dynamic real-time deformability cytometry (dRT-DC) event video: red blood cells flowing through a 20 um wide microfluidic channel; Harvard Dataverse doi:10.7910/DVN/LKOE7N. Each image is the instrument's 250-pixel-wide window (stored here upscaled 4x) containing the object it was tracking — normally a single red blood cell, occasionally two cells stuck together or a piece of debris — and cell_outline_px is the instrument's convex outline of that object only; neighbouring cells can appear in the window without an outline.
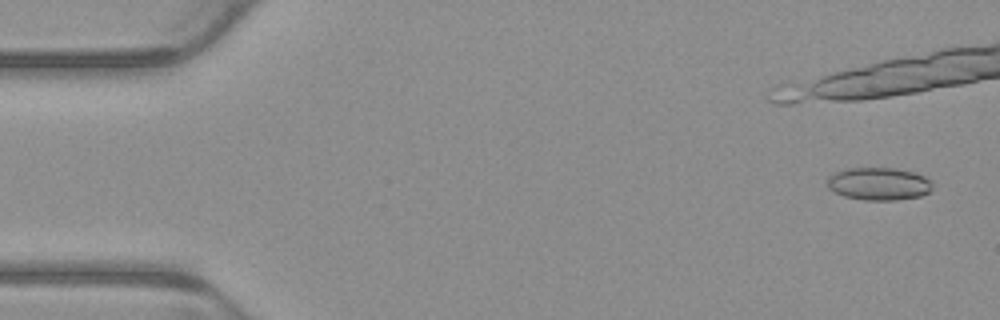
{"species": "common noctule bat (a hibernating species)", "species_latin": "Nyctalus noctula", "temperature_condition": "warm", "stored_images_in_passage": 9, "camera_frame_rate_fps": 3000, "um_per_image_px": 0.085, "animal": {"sex": "male", "body_mass_g": 23.1, "forearm_length_mm": 52.7}, "frame": {"image": 1, "passage_image": 1, "time_ms": 0.0, "image_size_px": [1000, 320], "cell_outline_px": [[932, 188], [928, 192], [920, 196], [896, 200], [864, 200], [844, 196], [828, 188], [828, 176], [836, 172], [848, 168], [896, 168], [912, 172], [924, 176], [932, 180]], "centroid_in_image_um": [74.71, 15.62], "position_along_channel_um": 10.3, "area_um2": 20.0}}
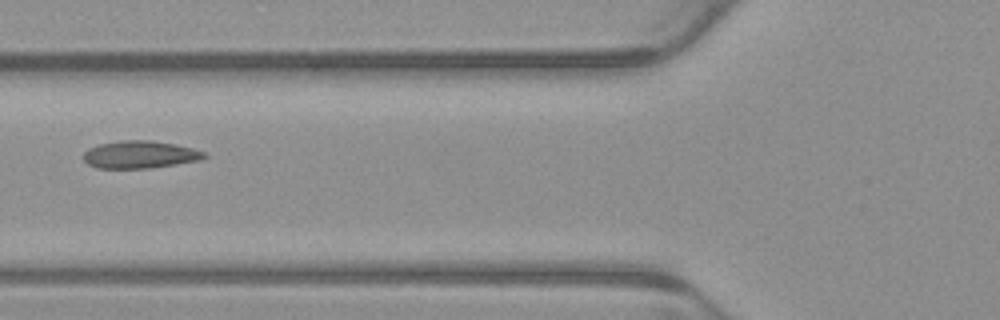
{"frame": {"image": 2, "passage_image": 8, "time_ms": 2.333, "image_size_px": [1000, 320], "cell_outline_px": [[208, 156], [200, 160], [176, 164], [148, 168], [96, 168], [88, 164], [84, 160], [84, 152], [88, 148], [100, 144], [120, 140], [152, 140], [176, 144], [192, 148], [204, 152]], "centroid_in_image_um": [11.89, 13.13], "position_along_channel_um": 113.9, "area_um2": 19.36}}
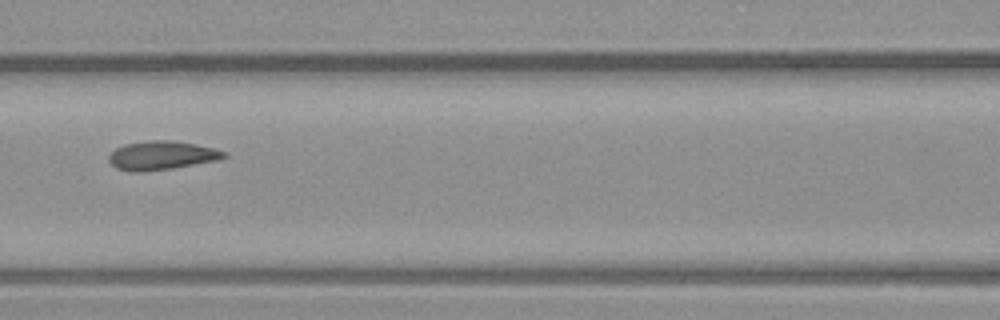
{"frame": {"image": 3, "passage_image": 9, "time_ms": 2.667, "image_size_px": [1000, 320], "cell_outline_px": [[228, 156], [216, 160], [172, 168], [140, 172], [132, 172], [116, 168], [108, 160], [108, 156], [116, 148], [124, 144], [148, 140], [172, 140], [196, 144], [212, 148], [224, 152]], "centroid_in_image_um": [13.69, 13.2], "position_along_channel_um": 152.9, "area_um2": 19.13}}